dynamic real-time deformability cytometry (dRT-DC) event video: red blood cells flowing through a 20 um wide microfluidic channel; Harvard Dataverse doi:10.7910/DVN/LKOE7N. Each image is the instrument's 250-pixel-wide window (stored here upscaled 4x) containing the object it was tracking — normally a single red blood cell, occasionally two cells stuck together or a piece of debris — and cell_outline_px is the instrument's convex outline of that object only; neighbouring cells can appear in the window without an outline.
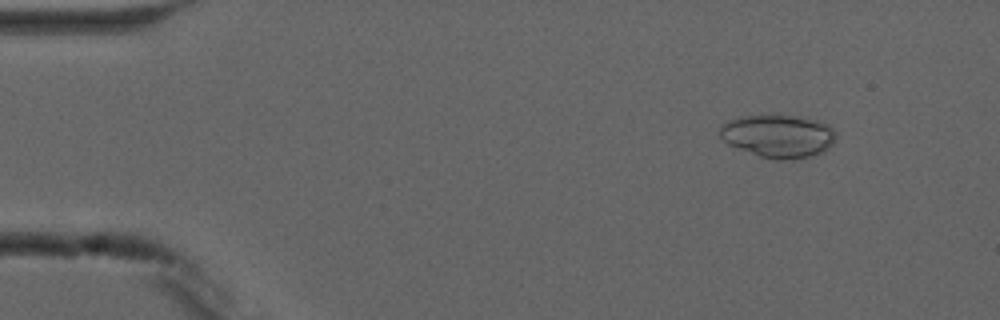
{"species": "common noctule bat (a hibernating species)", "species_latin": "Nyctalus noctula", "temperature_condition": "cold", "stored_images_in_passage": 8, "camera_frame_rate_fps": 3000, "um_per_image_px": 0.085, "animal": {"sex": "male", "forearm_length_mm": 52.5}, "frame": {"image": 1, "passage_image": 2, "time_ms": 1.0, "image_size_px": [1000, 320], "cell_outline_px": [[836, 136], [832, 144], [824, 152], [812, 156], [792, 160], [776, 160], [760, 156], [728, 144], [720, 136], [720, 128], [728, 120], [744, 116], [796, 116], [820, 120], [828, 124], [836, 132]], "centroid_in_image_um": [66.2, 11.58], "position_along_channel_um": 18.8, "area_um2": 29.02}}
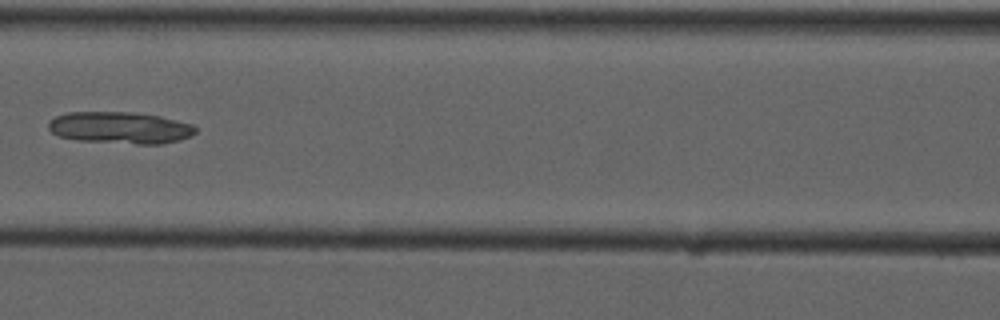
{"frame": {"image": 2, "passage_image": 7, "time_ms": 7.0, "image_size_px": [1000, 320], "cell_outline_px": [[196, 132], [192, 136], [180, 140], [164, 144], [136, 144], [80, 140], [60, 136], [52, 132], [48, 128], [48, 120], [56, 116], [68, 112], [132, 112], [160, 116], [192, 124], [196, 128]], "centroid_in_image_um": [10.23, 10.85], "position_along_channel_um": 156.4, "area_um2": 27.34}}
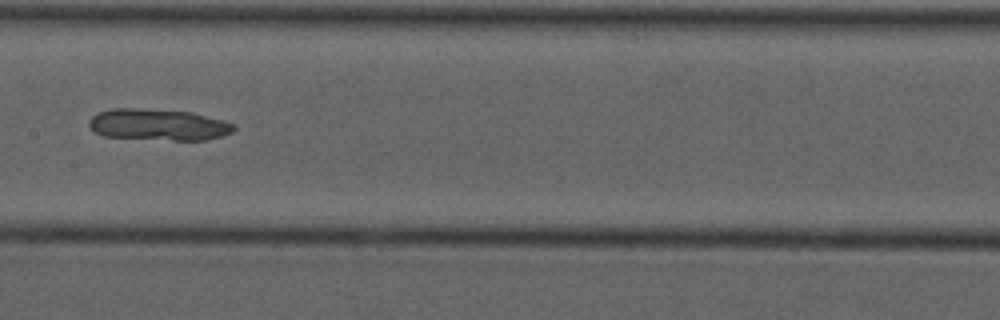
{"frame": {"image": 3, "passage_image": 8, "time_ms": 8.0, "image_size_px": [1000, 320], "cell_outline_px": [[236, 128], [232, 132], [208, 140], [172, 140], [104, 136], [96, 132], [88, 124], [88, 120], [96, 112], [112, 108], [140, 108], [192, 112], [224, 120], [236, 124]], "centroid_in_image_um": [13.47, 10.59], "position_along_channel_um": 193.9, "area_um2": 26.7}}